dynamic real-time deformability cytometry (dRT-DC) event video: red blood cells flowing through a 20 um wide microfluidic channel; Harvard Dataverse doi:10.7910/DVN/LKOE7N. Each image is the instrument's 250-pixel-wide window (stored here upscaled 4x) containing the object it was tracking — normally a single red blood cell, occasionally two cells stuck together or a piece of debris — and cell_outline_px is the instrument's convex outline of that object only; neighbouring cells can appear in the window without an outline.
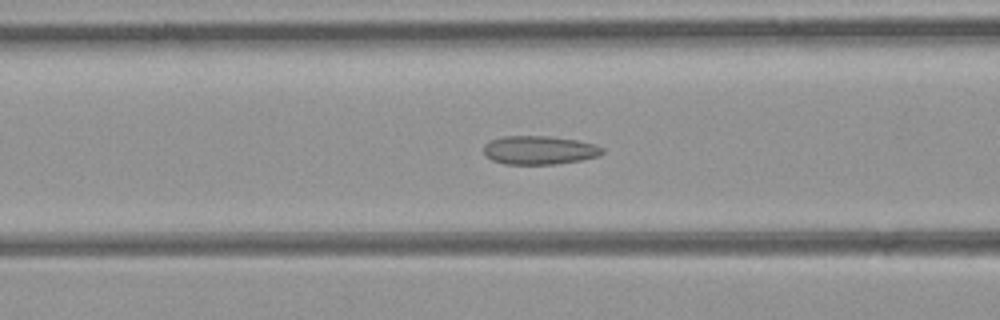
{"species": "common noctule bat (a hibernating species)", "species_latin": "Nyctalus noctula", "temperature_condition": "room temperature", "stored_images_in_passage": 46, "camera_frame_rate_fps": 3000, "um_per_image_px": 0.085, "animal": {"sex": "female", "body_mass_g": 21.9}, "frame": {"image": 1, "passage_image": 17, "time_ms": 5.333, "image_size_px": [1000, 320], "cell_outline_px": [[604, 152], [600, 156], [580, 160], [556, 164], [504, 164], [492, 160], [484, 156], [484, 144], [488, 140], [504, 136], [548, 136], [576, 140], [596, 144], [604, 148]], "centroid_in_image_um": [45.83, 12.76], "position_along_channel_um": 120.8, "area_um2": 20.0}}
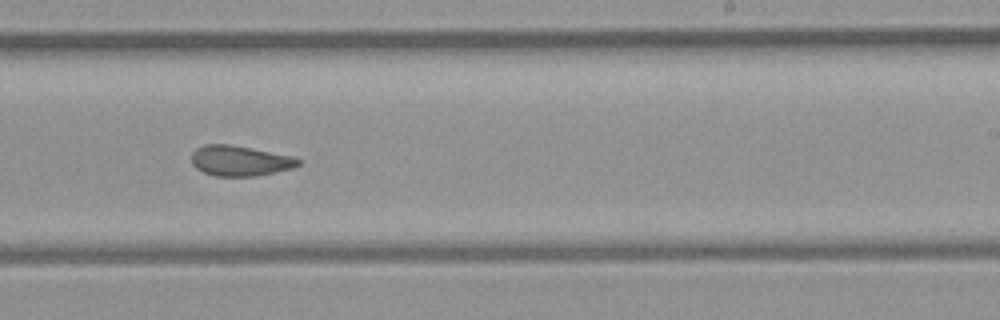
{"frame": {"image": 2, "passage_image": 27, "time_ms": 8.667, "image_size_px": [1000, 320], "cell_outline_px": [[300, 164], [292, 168], [256, 176], [216, 176], [204, 172], [196, 168], [192, 164], [192, 152], [196, 148], [204, 144], [228, 144], [292, 156], [300, 160]], "centroid_in_image_um": [20.36, 13.66], "position_along_channel_um": 268.6, "area_um2": 18.67}}
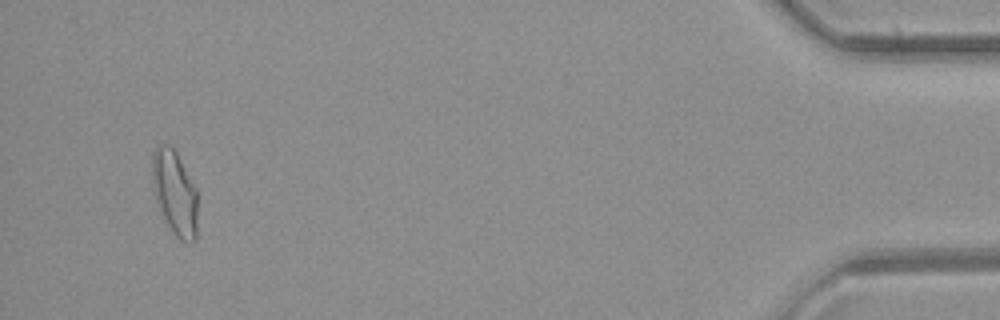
{"frame": {"image": 3, "passage_image": 43, "time_ms": 14.0, "image_size_px": [1000, 320], "cell_outline_px": [[196, 240], [192, 244], [180, 240], [172, 232], [164, 220], [160, 212], [156, 200], [152, 180], [152, 152], [160, 144], [168, 144], [176, 152], [196, 188]], "centroid_in_image_um": [14.84, 16.41], "position_along_channel_um": 420.4, "area_um2": 22.37}, "authors_computed_cell_mechanics": {"area_um2": 19.9699, "velocity_mm_per_s": 4.4369, "shape_relaxation_time_tau1_ms": null, "shape_relaxation_time_tau2_ms": 1.9911, "deformation_change_tau1": null, "deformation_change_tau2": 0.0687}}